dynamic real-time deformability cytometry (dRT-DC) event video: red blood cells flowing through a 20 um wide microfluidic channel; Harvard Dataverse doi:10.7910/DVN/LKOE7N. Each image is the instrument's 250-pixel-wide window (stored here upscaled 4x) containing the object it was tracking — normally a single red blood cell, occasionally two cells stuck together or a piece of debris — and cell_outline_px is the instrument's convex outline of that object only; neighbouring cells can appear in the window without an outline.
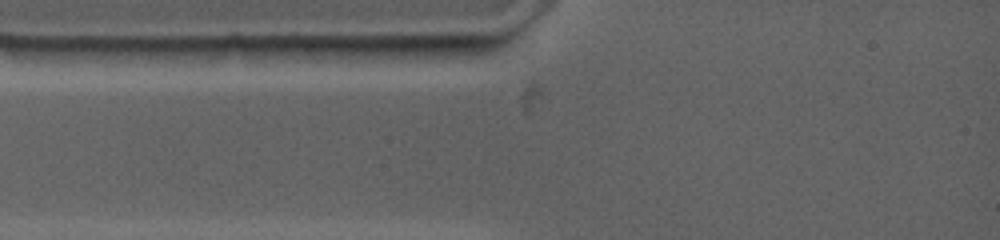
{"species": "common noctule bat (a hibernating species)", "species_latin": "Nyctalus noctula", "temperature_condition": "warm", "stored_images_in_passage": 1, "camera_frame_rate_fps": 4500, "um_per_image_px": 0.085, "animal": {"sex": "female", "body_mass_g": 19.0, "forearm_length_mm": 53.3}, "frame": {"image": 1, "passage_image": 1, "time_ms": 0.0, "image_size_px": [1000, 240], "cell_outline_px": [[440, 44], [436, 48], [404, 56], [316, 60], [296, 60], [272, 48], [328, 44]], "centroid_in_image_um": [29.97, 4.33], "position_along_channel_um": 55.0, "area_um2": 14.05}}